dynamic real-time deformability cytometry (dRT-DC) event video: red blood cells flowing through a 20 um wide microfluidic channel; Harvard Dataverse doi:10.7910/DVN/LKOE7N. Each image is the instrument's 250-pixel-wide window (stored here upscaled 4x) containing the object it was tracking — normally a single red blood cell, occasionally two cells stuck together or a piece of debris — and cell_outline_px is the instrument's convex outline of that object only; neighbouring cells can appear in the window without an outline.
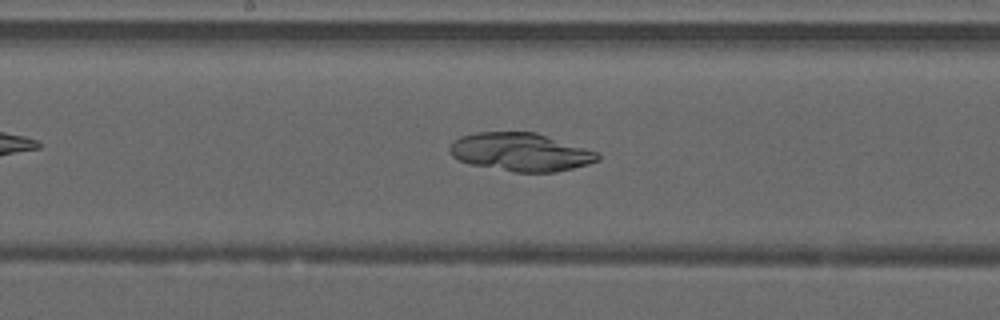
{"species": "common noctule bat (a hibernating species)", "species_latin": "Nyctalus noctula", "temperature_condition": "warm", "stored_images_in_passage": 38, "camera_frame_rate_fps": 3000, "um_per_image_px": 0.085, "animal": {"sex": "male", "forearm_length_mm": 52.5}, "frame": {"image": 1, "passage_image": 15, "time_ms": 4.667, "image_size_px": [1000, 320], "cell_outline_px": [[600, 160], [588, 164], [556, 172], [512, 172], [472, 164], [460, 160], [452, 156], [448, 148], [452, 140], [460, 136], [476, 132], [536, 132], [600, 152]], "centroid_in_image_um": [44.27, 12.92], "position_along_channel_um": 203.9, "area_um2": 33.18}}
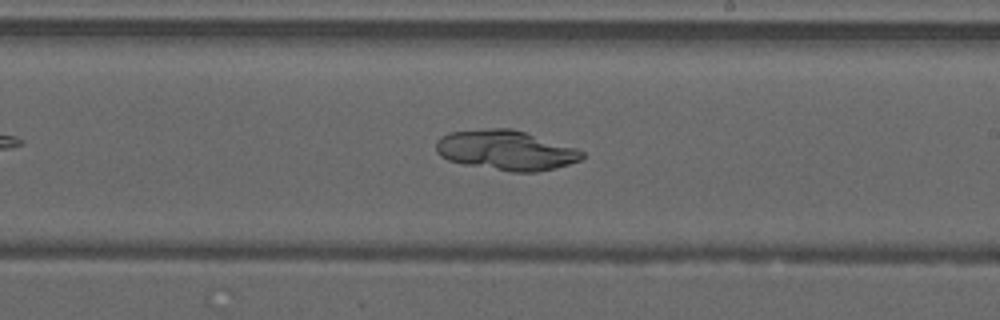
{"frame": {"image": 2, "passage_image": 18, "time_ms": 5.667, "image_size_px": [1000, 320], "cell_outline_px": [[584, 156], [580, 160], [568, 164], [536, 172], [512, 172], [464, 164], [448, 160], [440, 156], [436, 152], [436, 140], [440, 136], [448, 132], [488, 128], [512, 128], [576, 148], [584, 152]], "centroid_in_image_um": [42.96, 12.76], "position_along_channel_um": 246.0, "area_um2": 33.87}}
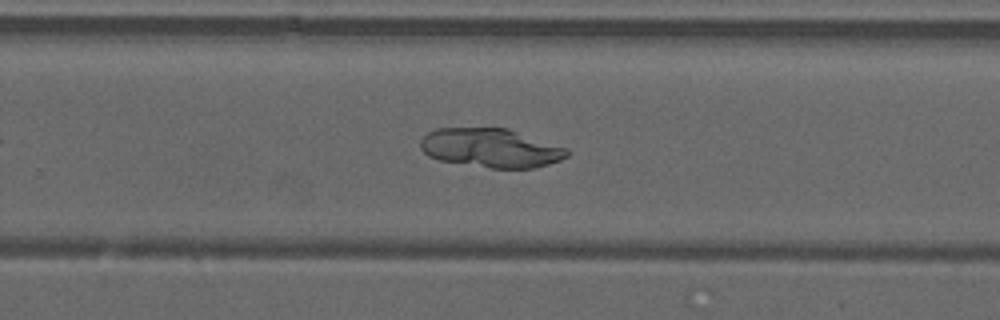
{"frame": {"image": 3, "passage_image": 21, "time_ms": 6.667, "image_size_px": [1000, 320], "cell_outline_px": [[568, 156], [560, 160], [548, 164], [532, 168], [492, 168], [440, 160], [428, 156], [420, 148], [420, 140], [428, 132], [436, 128], [508, 128], [568, 148]], "centroid_in_image_um": [41.72, 12.57], "position_along_channel_um": 288.1, "area_um2": 33.23}}